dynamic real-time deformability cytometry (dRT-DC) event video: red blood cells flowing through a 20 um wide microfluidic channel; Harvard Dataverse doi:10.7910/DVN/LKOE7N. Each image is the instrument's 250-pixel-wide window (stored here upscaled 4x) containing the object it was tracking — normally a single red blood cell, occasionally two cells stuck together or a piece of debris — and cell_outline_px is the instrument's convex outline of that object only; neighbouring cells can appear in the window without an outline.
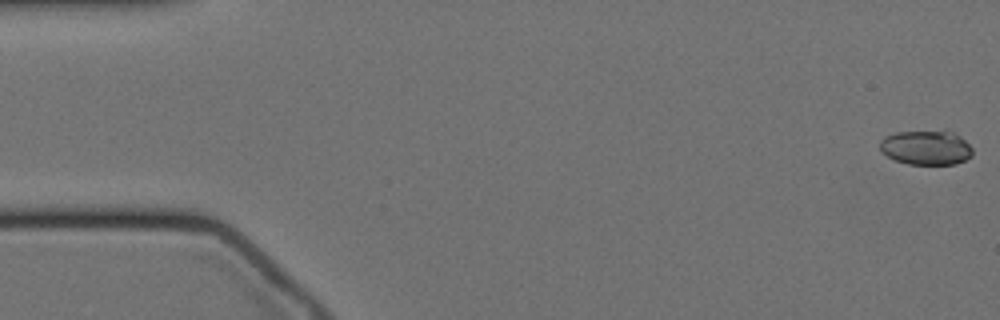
{"species": "Egyptian fruit bat (a non-hibernating species)", "species_latin": "Rousettus aegyptiacus", "temperature_condition": "cold", "stored_images_in_passage": 53, "camera_frame_rate_fps": 3000, "um_per_image_px": 0.085, "animal": {"sex": "female"}, "frame": {"image": 1, "passage_image": 1, "time_ms": 0.0, "image_size_px": [1000, 320], "cell_outline_px": [[972, 156], [956, 164], [908, 164], [896, 160], [880, 152], [880, 140], [884, 136], [896, 132], [952, 132], [960, 136], [972, 148]], "centroid_in_image_um": [78.7, 12.56], "position_along_channel_um": 6.3, "area_um2": 18.38}}
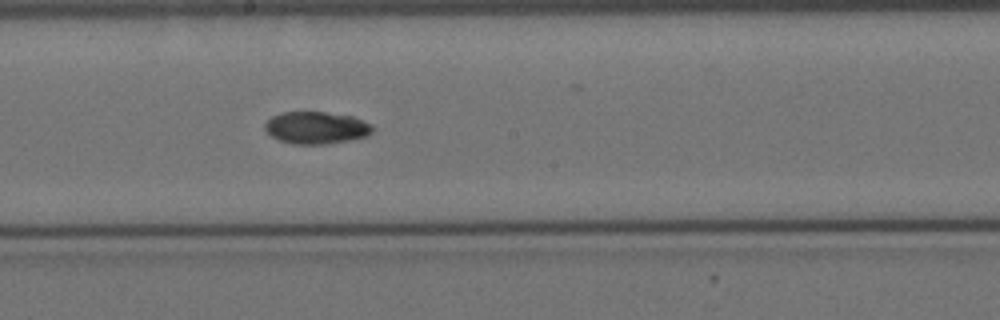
{"frame": {"image": 2, "passage_image": 31, "time_ms": 10.0, "image_size_px": [1000, 320], "cell_outline_px": [[372, 132], [368, 136], [348, 140], [324, 144], [292, 144], [280, 140], [272, 136], [264, 128], [264, 124], [272, 116], [284, 112], [324, 112], [352, 116], [372, 124]], "centroid_in_image_um": [26.88, 10.86], "position_along_channel_um": 221.3, "area_um2": 20.06}}
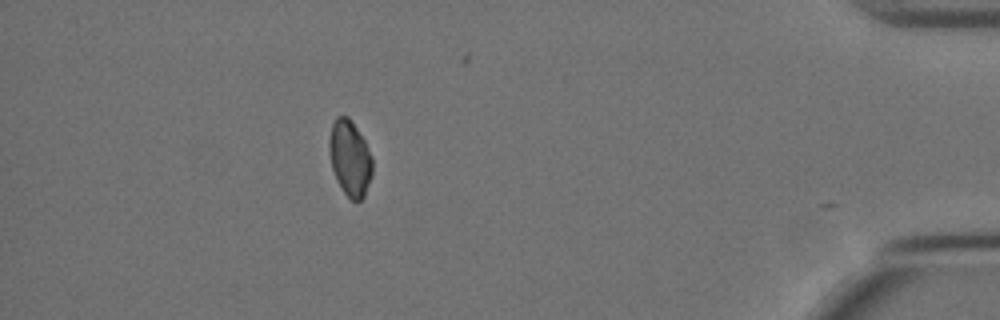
{"frame": {"image": 3, "passage_image": 52, "time_ms": 17.0, "image_size_px": [1000, 320], "cell_outline_px": [[372, 176], [364, 196], [360, 200], [352, 200], [344, 192], [336, 180], [332, 168], [328, 148], [328, 140], [332, 124], [336, 116], [348, 116], [364, 140], [372, 156]], "centroid_in_image_um": [29.73, 13.44], "position_along_channel_um": 405.5, "area_um2": 19.02}, "authors_computed_cell_mechanics": {"area_um2": 19.7676, "velocity_mm_per_s": 3.4279, "shape_relaxation_time_tau1_ms": 8.5066, "shape_relaxation_time_tau2_ms": null, "deformation_change_tau1": 0.1608, "deformation_change_tau2": null}}